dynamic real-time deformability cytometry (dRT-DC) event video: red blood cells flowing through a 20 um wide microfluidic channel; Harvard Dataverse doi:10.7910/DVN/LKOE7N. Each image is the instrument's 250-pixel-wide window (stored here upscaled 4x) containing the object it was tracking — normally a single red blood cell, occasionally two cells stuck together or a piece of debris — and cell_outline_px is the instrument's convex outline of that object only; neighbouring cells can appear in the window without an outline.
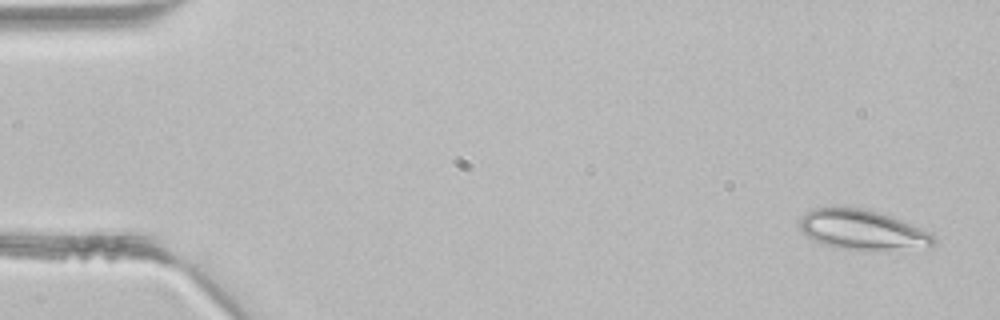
{"species": "common noctule bat (a hibernating species)", "species_latin": "Nyctalus noctula", "temperature_condition": "room temperature", "stored_images_in_passage": 3, "camera_frame_rate_fps": 3000, "um_per_image_px": 0.085, "animal": {"sex": "male", "body_mass_g": 21.5, "forearm_length_mm": 52.0}, "frame": {"image": 1, "passage_image": 1, "time_ms": 0.0, "image_size_px": [1000, 320], "cell_outline_px": [[936, 244], [888, 252], [872, 252], [836, 248], [812, 240], [800, 232], [796, 220], [800, 216], [812, 208], [864, 208], [892, 216], [932, 232], [936, 236]], "centroid_in_image_um": [73.29, 19.57], "position_along_channel_um": 11.7, "area_um2": 32.25}}